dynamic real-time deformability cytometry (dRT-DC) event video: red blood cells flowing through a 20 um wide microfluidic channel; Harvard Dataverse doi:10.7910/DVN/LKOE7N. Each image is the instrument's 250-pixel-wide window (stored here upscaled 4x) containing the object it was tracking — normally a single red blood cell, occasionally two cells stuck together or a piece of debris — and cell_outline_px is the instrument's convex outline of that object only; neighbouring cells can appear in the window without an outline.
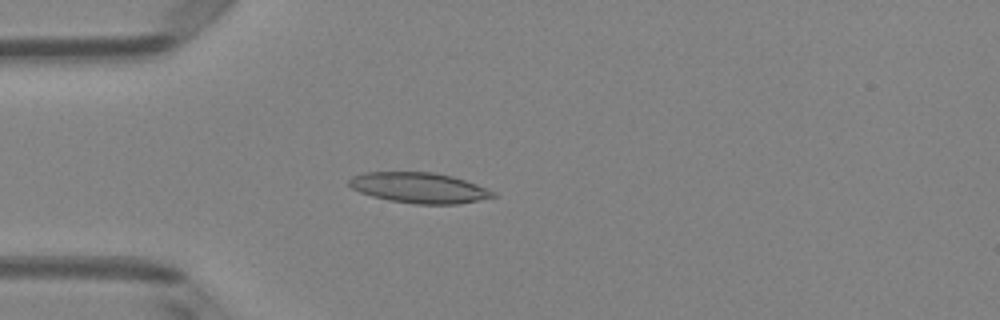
{"species": "Egyptian fruit bat (a non-hibernating species)", "species_latin": "Rousettus aegyptiacus", "temperature_condition": "room temperature", "stored_images_in_passage": 4, "camera_frame_rate_fps": 3000, "um_per_image_px": 0.085, "animal": {"sex": "female"}, "frame": {"image": 1, "passage_image": 4, "time_ms": 1.0, "image_size_px": [1000, 320], "cell_outline_px": [[496, 196], [460, 204], [416, 204], [388, 200], [372, 196], [360, 192], [352, 188], [348, 184], [348, 180], [352, 176], [364, 172], [432, 172], [452, 176], [476, 184], [496, 192]], "centroid_in_image_um": [35.61, 15.96], "position_along_channel_um": 49.4, "area_um2": 25.55}}